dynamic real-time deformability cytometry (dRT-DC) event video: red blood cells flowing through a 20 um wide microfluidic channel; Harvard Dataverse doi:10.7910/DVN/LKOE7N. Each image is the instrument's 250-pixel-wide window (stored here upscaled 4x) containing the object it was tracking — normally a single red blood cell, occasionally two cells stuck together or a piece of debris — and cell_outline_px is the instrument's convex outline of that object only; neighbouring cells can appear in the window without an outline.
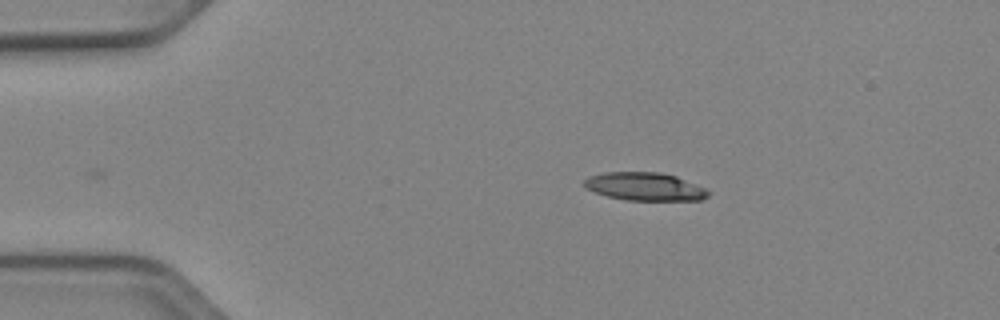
{"species": "Egyptian fruit bat (a non-hibernating species)", "species_latin": "Rousettus aegyptiacus", "temperature_condition": "cold", "stored_images_in_passage": 39, "camera_frame_rate_fps": 3000, "um_per_image_px": 0.085, "animal": {"sex": "female"}, "frame": {"image": 1, "passage_image": 1, "time_ms": 0.0, "image_size_px": [1000, 320], "cell_outline_px": [[708, 196], [700, 200], [628, 200], [608, 196], [596, 192], [588, 188], [584, 184], [584, 180], [588, 176], [604, 172], [660, 172], [676, 176], [708, 188]], "centroid_in_image_um": [54.84, 15.85], "position_along_channel_um": 30.2, "area_um2": 20.23}}
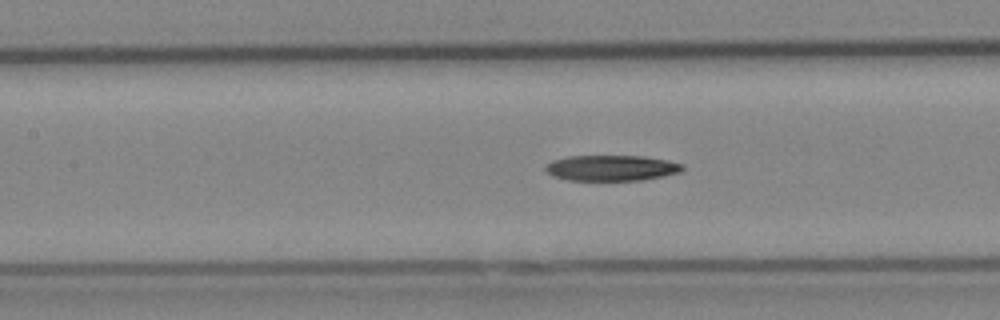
{"frame": {"image": 2, "passage_image": 15, "time_ms": 4.667, "image_size_px": [1000, 320], "cell_outline_px": [[684, 168], [680, 172], [664, 176], [644, 180], [568, 180], [552, 176], [544, 168], [544, 164], [552, 160], [568, 156], [644, 156], [668, 160], [684, 164]], "centroid_in_image_um": [51.97, 14.27], "position_along_channel_um": 155.4, "area_um2": 20.69}}
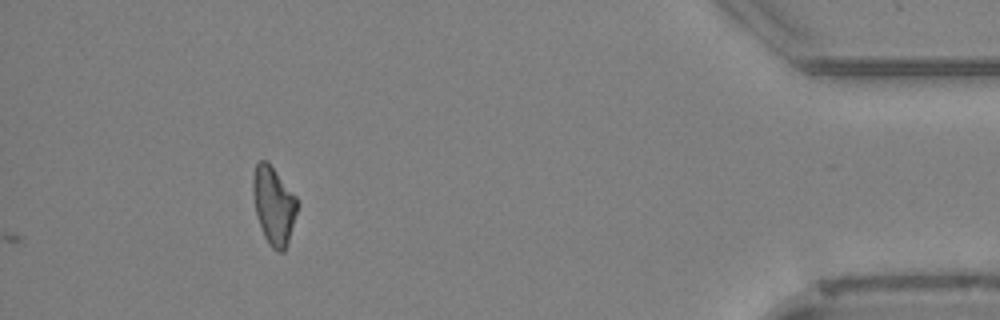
{"frame": {"image": 3, "passage_image": 39, "time_ms": 12.667, "image_size_px": [1000, 320], "cell_outline_px": [[300, 204], [284, 252], [276, 252], [268, 244], [264, 236], [256, 212], [252, 192], [252, 176], [256, 164], [260, 160], [268, 160], [296, 196]], "centroid_in_image_um": [23.27, 17.43], "position_along_channel_um": 411.9, "area_um2": 20.35}}